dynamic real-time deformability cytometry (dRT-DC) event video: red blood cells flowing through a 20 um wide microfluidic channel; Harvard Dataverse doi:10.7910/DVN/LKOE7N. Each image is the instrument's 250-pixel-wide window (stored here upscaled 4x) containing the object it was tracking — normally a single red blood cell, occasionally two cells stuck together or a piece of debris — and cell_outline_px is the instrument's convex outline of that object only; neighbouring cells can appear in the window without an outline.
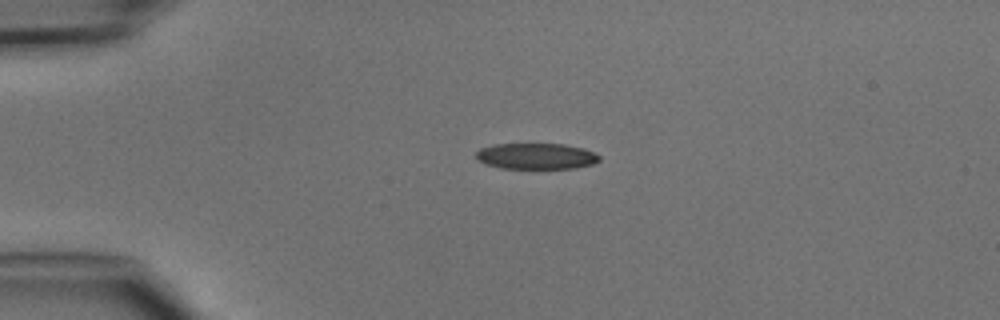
{"species": "common noctule bat (a hibernating species)", "species_latin": "Nyctalus noctula", "temperature_condition": "cold", "stored_images_in_passage": 37, "camera_frame_rate_fps": 3000, "um_per_image_px": 0.085, "animal": {"sex": "male", "body_mass_g": 15.6}, "frame": {"image": 1, "passage_image": 1, "time_ms": 0.0, "image_size_px": [1000, 320], "cell_outline_px": [[600, 160], [592, 164], [572, 168], [500, 168], [484, 164], [476, 160], [476, 152], [480, 148], [496, 144], [564, 144], [584, 148], [596, 152], [600, 156]], "centroid_in_image_um": [45.57, 13.27], "position_along_channel_um": 39.4, "area_um2": 18.79}}
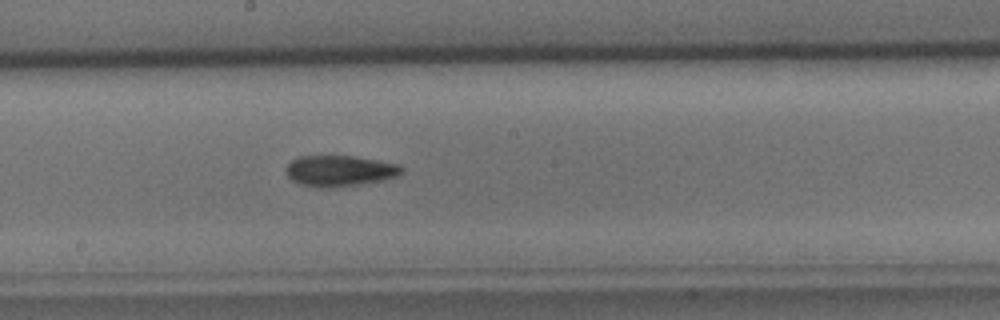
{"frame": {"image": 2, "passage_image": 16, "time_ms": 5.0, "image_size_px": [1000, 320], "cell_outline_px": [[404, 172], [396, 176], [384, 180], [332, 188], [320, 188], [300, 184], [292, 180], [288, 176], [288, 164], [292, 160], [300, 156], [352, 156], [400, 164], [404, 168]], "centroid_in_image_um": [28.91, 14.53], "position_along_channel_um": 219.3, "area_um2": 20.75}}
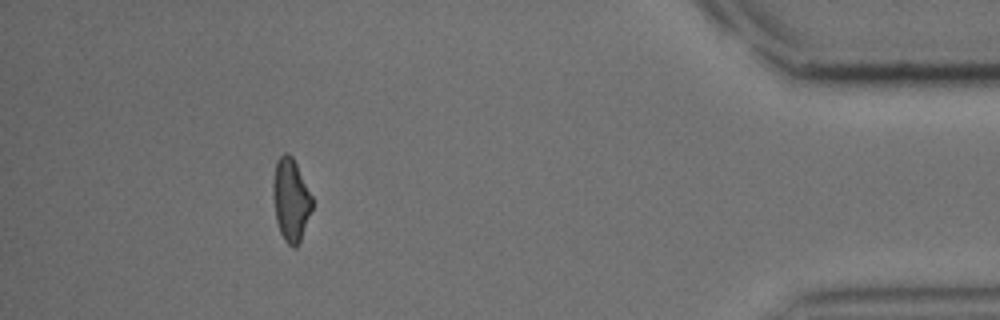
{"frame": {"image": 3, "passage_image": 33, "time_ms": 10.667, "image_size_px": [1000, 320], "cell_outline_px": [[312, 208], [300, 240], [296, 248], [292, 248], [284, 240], [280, 232], [276, 220], [272, 196], [272, 184], [276, 160], [284, 152], [288, 152], [292, 156], [312, 196]], "centroid_in_image_um": [24.69, 16.97], "position_along_channel_um": 410.5, "area_um2": 18.84}}